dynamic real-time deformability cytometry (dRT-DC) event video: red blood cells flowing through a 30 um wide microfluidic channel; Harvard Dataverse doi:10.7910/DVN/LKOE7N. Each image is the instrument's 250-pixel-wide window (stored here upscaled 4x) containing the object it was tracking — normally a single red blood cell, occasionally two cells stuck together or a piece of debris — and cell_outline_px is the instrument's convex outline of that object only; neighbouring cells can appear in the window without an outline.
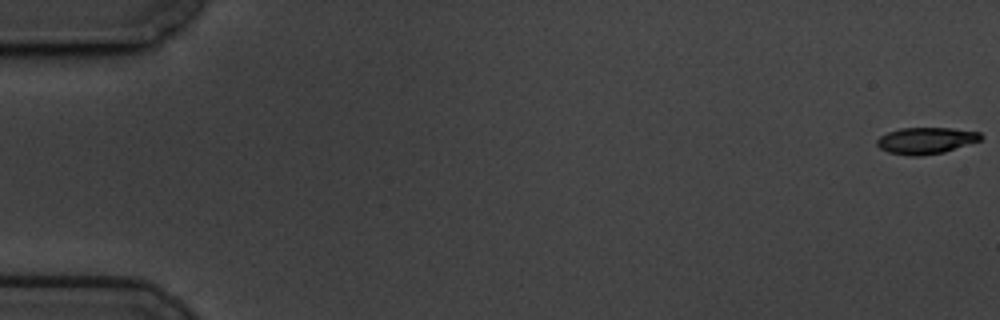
{"species": "common noctule bat (a hibernating species)", "species_latin": "Nyctalus noctula", "temperature_condition": "cold", "stored_images_in_passage": 59, "camera_frame_rate_fps": 3000, "um_per_image_px": 0.085, "animal": {"sex": "male", "body_mass_g": 19.5, "forearm_length_mm": 54.6}, "frame": {"image": 1, "passage_image": 1, "time_ms": 0.0, "image_size_px": [1000, 320], "cell_outline_px": [[984, 136], [980, 140], [944, 152], [920, 156], [912, 156], [888, 152], [880, 148], [876, 144], [876, 140], [880, 136], [888, 132], [900, 128], [952, 128], [980, 132]], "centroid_in_image_um": [78.7, 11.94], "position_along_channel_um": 6.3, "area_um2": 16.01}}
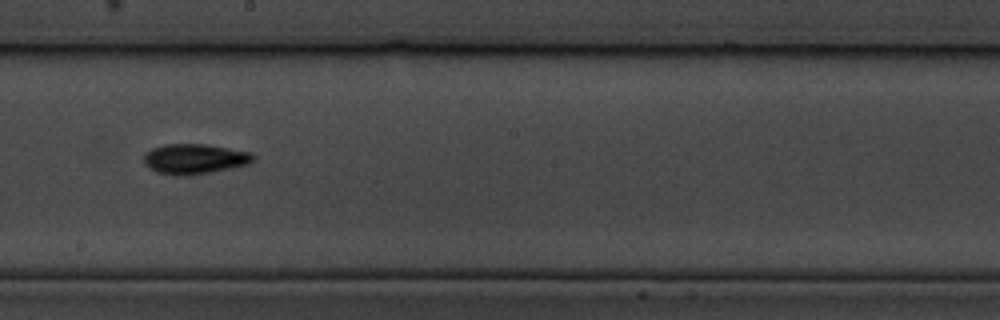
{"frame": {"image": 2, "passage_image": 34, "time_ms": 11.0, "image_size_px": [1000, 320], "cell_outline_px": [[256, 156], [248, 164], [232, 168], [212, 172], [188, 176], [172, 176], [156, 172], [144, 164], [144, 156], [152, 148], [164, 144], [204, 144], [228, 148], [248, 152]], "centroid_in_image_um": [16.51, 13.52], "position_along_channel_um": 231.7, "area_um2": 19.25}}
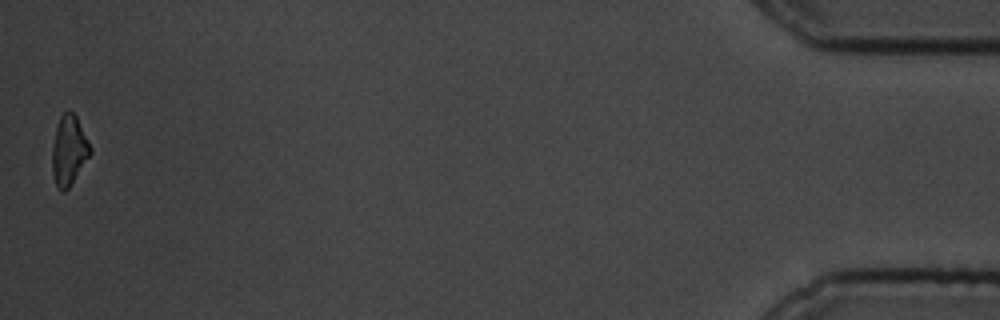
{"frame": {"image": 3, "passage_image": 59, "time_ms": 19.333, "image_size_px": [1000, 320], "cell_outline_px": [[92, 152], [68, 188], [64, 192], [60, 192], [56, 188], [52, 172], [52, 144], [56, 128], [60, 116], [64, 112], [72, 112], [76, 116], [92, 148]], "centroid_in_image_um": [5.84, 12.81], "position_along_channel_um": 429.4, "area_um2": 15.43}, "authors_computed_cell_mechanics": {"area_um2": 16.8776, "velocity_mm_per_s": 3.458, "shape_relaxation_time_tau1_ms": 3.1261, "shape_relaxation_time_tau2_ms": null, "deformation_change_tau1": 0.1115, "deformation_change_tau2": null}}